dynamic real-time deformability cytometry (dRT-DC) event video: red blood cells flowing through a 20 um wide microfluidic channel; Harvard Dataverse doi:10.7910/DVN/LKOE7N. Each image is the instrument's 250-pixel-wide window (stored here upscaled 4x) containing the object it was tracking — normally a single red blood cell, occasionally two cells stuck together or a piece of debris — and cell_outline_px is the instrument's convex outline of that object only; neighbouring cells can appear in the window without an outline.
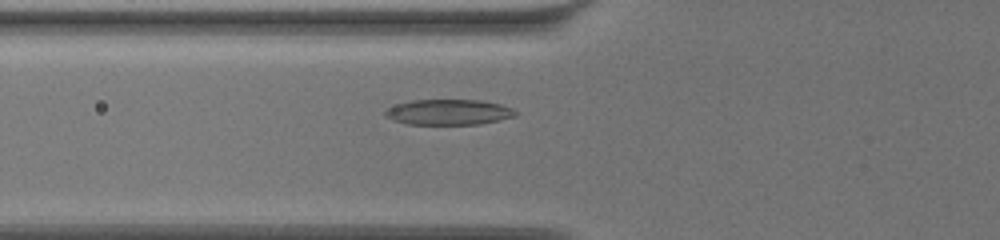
{"species": "common noctule bat (a hibernating species)", "species_latin": "Nyctalus noctula", "temperature_condition": "warm", "stored_images_in_passage": 53, "camera_frame_rate_fps": 3000, "um_per_image_px": 0.085, "animal": {"sex": "female", "body_mass_g": 19.5, "forearm_length_mm": 54.1}, "frame": {"image": 1, "passage_image": 15, "time_ms": 4.667, "image_size_px": [1000, 240], "cell_outline_px": [[516, 116], [480, 124], [408, 124], [396, 120], [388, 116], [384, 112], [388, 108], [396, 104], [412, 100], [480, 100], [500, 104], [512, 108], [516, 112]], "centroid_in_image_um": [38.16, 9.52], "position_along_channel_um": 87.6, "area_um2": 19.07}}
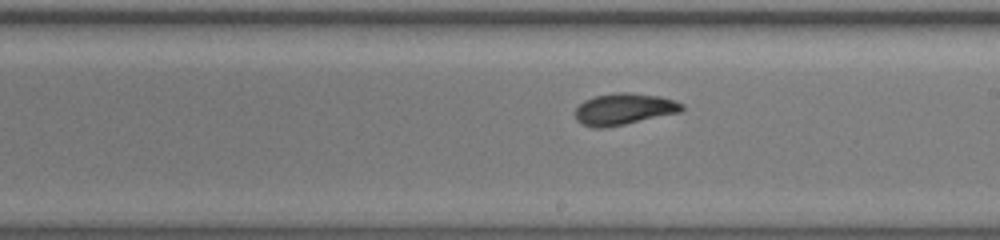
{"frame": {"image": 2, "passage_image": 28, "time_ms": 9.0, "image_size_px": [1000, 240], "cell_outline_px": [[684, 108], [680, 112], [624, 124], [604, 128], [596, 128], [584, 124], [576, 120], [576, 108], [584, 100], [592, 96], [616, 92], [628, 92], [660, 96], [676, 100], [684, 104]], "centroid_in_image_um": [53.05, 9.25], "position_along_channel_um": 235.9, "area_um2": 19.59}}
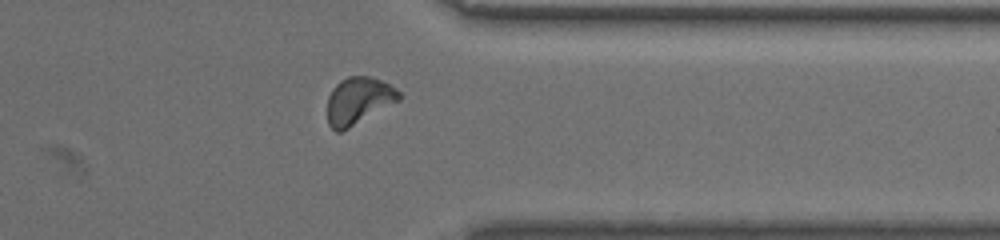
{"frame": {"image": 3, "passage_image": 41, "time_ms": 13.333, "image_size_px": [1000, 240], "cell_outline_px": [[400, 100], [348, 128], [340, 132], [336, 132], [328, 124], [328, 96], [332, 88], [340, 80], [348, 76], [368, 76], [380, 80], [396, 88], [400, 92]], "centroid_in_image_um": [30.46, 8.55], "position_along_channel_um": 380.9, "area_um2": 19.48}, "authors_computed_cell_mechanics": {"area_um2": 18.8428, "velocity_mm_per_s": 3.4132, "shape_relaxation_time_tau1_ms": 5.4365, "shape_relaxation_time_tau2_ms": 2.1664, "deformation_change_tau1": 0.1781, "deformation_change_tau2": 0.0837}}